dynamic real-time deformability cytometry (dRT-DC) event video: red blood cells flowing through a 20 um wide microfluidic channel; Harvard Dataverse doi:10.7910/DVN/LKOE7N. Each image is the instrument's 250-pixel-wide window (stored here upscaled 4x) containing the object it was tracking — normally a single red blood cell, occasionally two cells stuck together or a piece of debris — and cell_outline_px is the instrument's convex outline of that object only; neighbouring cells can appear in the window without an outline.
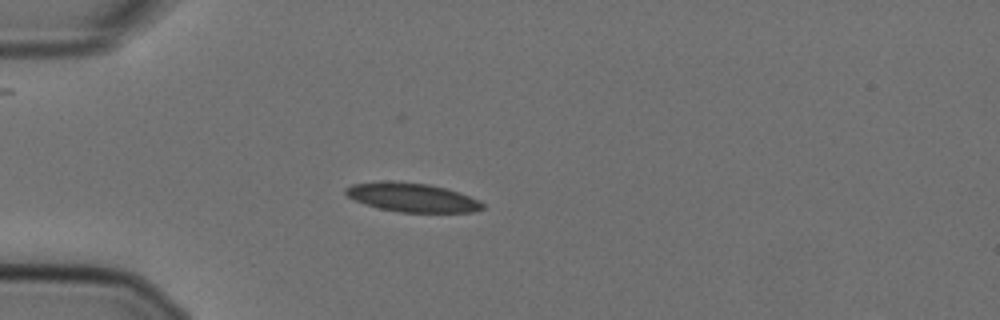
{"species": "Egyptian fruit bat (a non-hibernating species)", "species_latin": "Rousettus aegyptiacus", "temperature_condition": "cold", "stored_images_in_passage": 41, "camera_frame_rate_fps": 3000, "um_per_image_px": 0.085, "animal": {"sex": "female"}, "frame": {"image": 1, "passage_image": 1, "time_ms": 0.0, "image_size_px": [1000, 320], "cell_outline_px": [[484, 208], [472, 212], [400, 212], [376, 208], [364, 204], [348, 196], [344, 192], [344, 188], [352, 184], [380, 180], [392, 180], [428, 184], [444, 188], [480, 200], [484, 204]], "centroid_in_image_um": [34.97, 16.77], "position_along_channel_um": 50.0, "area_um2": 23.18}}
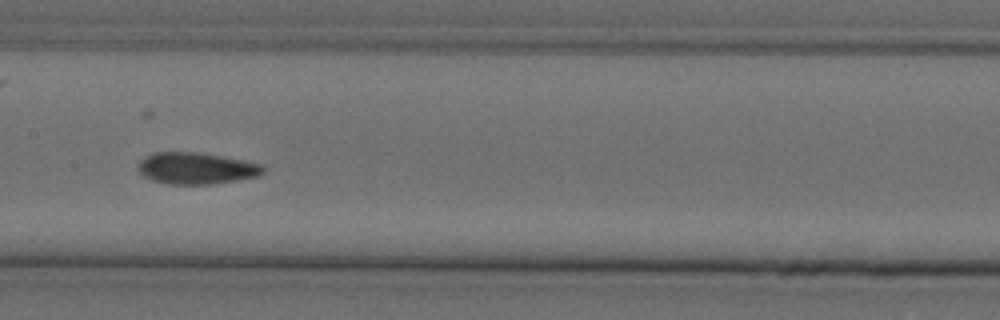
{"frame": {"image": 2, "passage_image": 14, "time_ms": 4.333, "image_size_px": [1000, 320], "cell_outline_px": [[268, 168], [260, 176], [212, 184], [168, 184], [152, 180], [144, 176], [136, 168], [136, 164], [144, 156], [152, 152], [196, 152], [244, 160], [264, 164]], "centroid_in_image_um": [16.69, 14.3], "position_along_channel_um": 190.7, "area_um2": 23.35}}
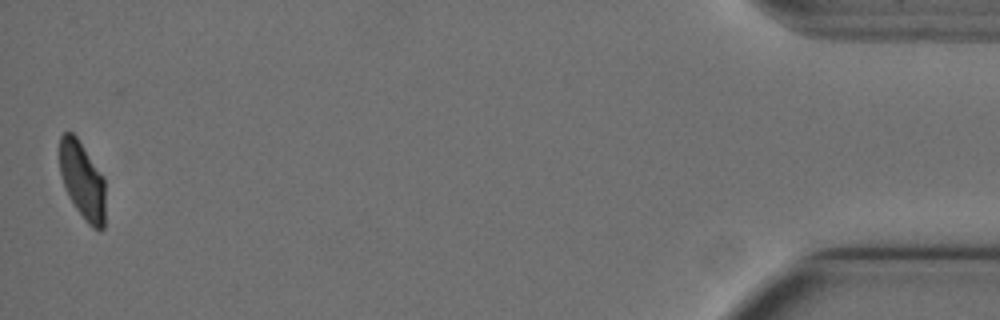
{"frame": {"image": 3, "passage_image": 41, "time_ms": 13.333, "image_size_px": [1000, 320], "cell_outline_px": [[104, 228], [100, 232], [92, 228], [88, 224], [76, 208], [68, 196], [64, 188], [60, 172], [60, 136], [64, 132], [72, 132], [76, 136], [104, 176]], "centroid_in_image_um": [7.0, 15.36], "position_along_channel_um": 428.2, "area_um2": 20.69}, "authors_computed_cell_mechanics": {"area_um2": 22.6576, "velocity_mm_per_s": 3.5941, "shape_relaxation_time_tau1_ms": 7.3344, "shape_relaxation_time_tau2_ms": 1.7945, "deformation_change_tau1": 0.1728, "deformation_change_tau2": 0.0494}}